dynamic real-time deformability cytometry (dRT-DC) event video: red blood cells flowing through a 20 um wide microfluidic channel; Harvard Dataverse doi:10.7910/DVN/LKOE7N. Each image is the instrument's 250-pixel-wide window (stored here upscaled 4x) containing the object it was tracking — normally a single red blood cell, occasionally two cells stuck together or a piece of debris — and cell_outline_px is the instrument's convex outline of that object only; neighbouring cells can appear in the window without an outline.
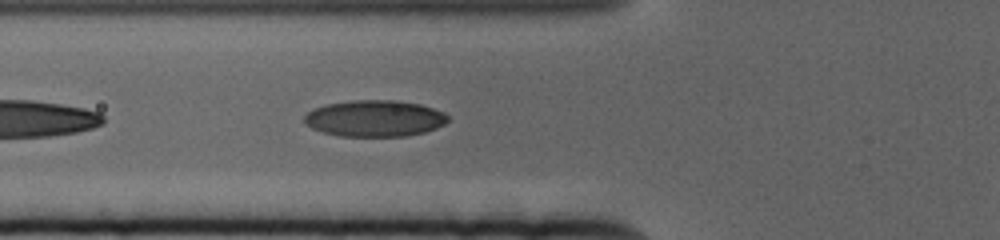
{"species": "human", "species_latin": "Homo sapiens", "temperature_condition": "cold", "stored_images_in_passage": 39, "camera_frame_rate_fps": 3000, "um_per_image_px": 0.085, "donor": {"sex": "female"}, "frame": {"image": 1, "passage_image": 5, "time_ms": 1.333, "image_size_px": [1000, 240], "cell_outline_px": [[448, 120], [444, 124], [436, 128], [424, 132], [408, 136], [340, 136], [324, 132], [312, 128], [304, 124], [304, 116], [312, 108], [328, 104], [352, 100], [396, 100], [420, 104], [444, 112], [448, 116]], "centroid_in_image_um": [31.84, 10.06], "position_along_channel_um": 94.0, "area_um2": 30.52}}
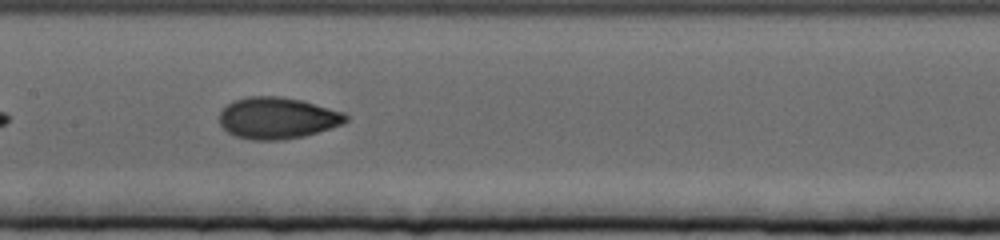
{"frame": {"image": 2, "passage_image": 13, "time_ms": 4.0, "image_size_px": [1000, 240], "cell_outline_px": [[348, 120], [344, 124], [304, 136], [280, 140], [252, 140], [236, 136], [228, 132], [220, 124], [220, 112], [232, 100], [248, 96], [280, 96], [300, 100], [344, 112], [348, 116]], "centroid_in_image_um": [23.58, 10.03], "position_along_channel_um": 183.8, "area_um2": 30.58}}
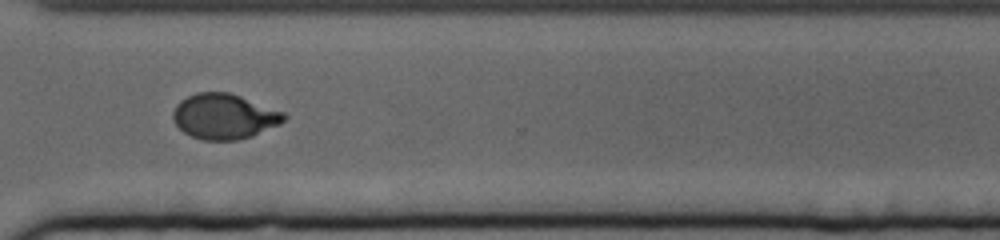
{"frame": {"image": 3, "passage_image": 28, "time_ms": 9.0, "image_size_px": [1000, 240], "cell_outline_px": [[288, 116], [280, 124], [252, 136], [240, 140], [204, 140], [192, 136], [184, 132], [172, 120], [172, 112], [176, 104], [180, 100], [196, 92], [228, 92], [240, 96], [284, 112]], "centroid_in_image_um": [19.04, 9.89], "position_along_channel_um": 351.6, "area_um2": 29.3}}